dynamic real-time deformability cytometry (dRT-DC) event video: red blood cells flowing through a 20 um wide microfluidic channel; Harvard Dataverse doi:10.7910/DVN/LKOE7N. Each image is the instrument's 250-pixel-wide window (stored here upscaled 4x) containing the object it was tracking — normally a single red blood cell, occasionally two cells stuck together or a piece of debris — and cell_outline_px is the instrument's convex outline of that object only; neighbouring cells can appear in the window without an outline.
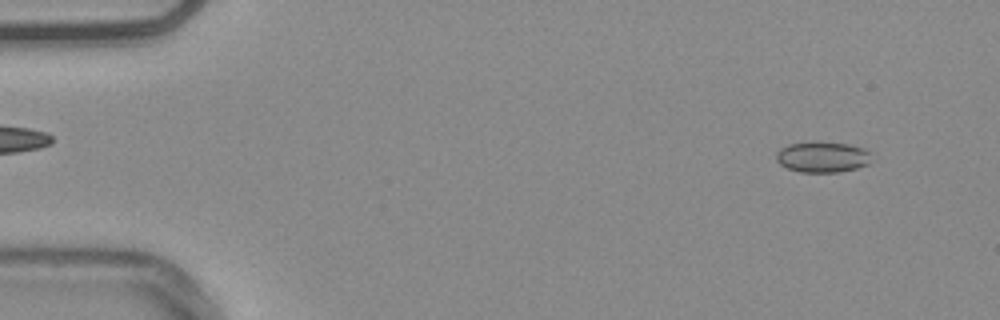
{"species": "common noctule bat (a hibernating species)", "species_latin": "Nyctalus noctula", "temperature_condition": "warm", "stored_images_in_passage": 54, "camera_frame_rate_fps": 3000, "um_per_image_px": 0.085, "animal": {"sex": "male", "body_mass_g": 20.4}, "frame": {"image": 1, "passage_image": 4, "time_ms": 1.0, "image_size_px": [1000, 320], "cell_outline_px": [[868, 164], [856, 168], [840, 172], [800, 172], [788, 168], [780, 164], [776, 160], [776, 152], [780, 148], [788, 144], [816, 140], [848, 144], [864, 148], [868, 152]], "centroid_in_image_um": [69.85, 13.32], "position_along_channel_um": 15.2, "area_um2": 17.22}}
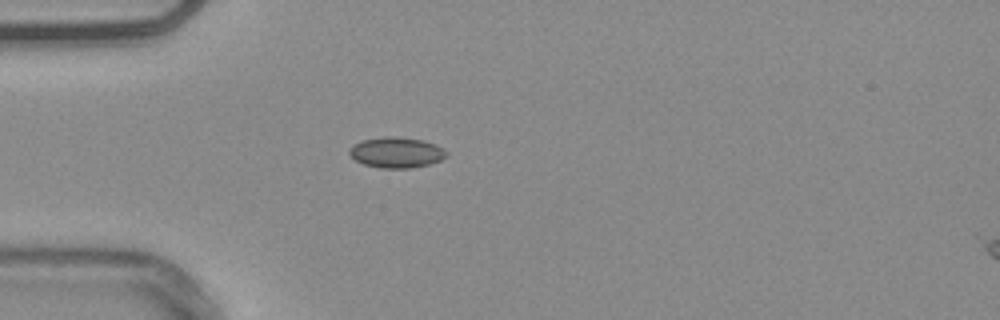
{"frame": {"image": 2, "passage_image": 15, "time_ms": 4.667, "image_size_px": [1000, 320], "cell_outline_px": [[448, 156], [440, 160], [428, 164], [412, 168], [380, 168], [364, 164], [356, 160], [348, 152], [356, 144], [364, 140], [388, 136], [392, 136], [424, 140], [436, 144], [444, 148], [448, 152]], "centroid_in_image_um": [33.77, 12.96], "position_along_channel_um": 51.2, "area_um2": 17.17}}
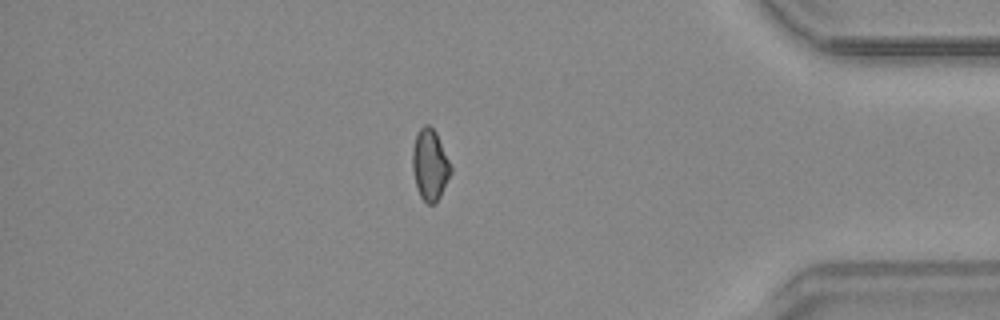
{"frame": {"image": 3, "passage_image": 46, "time_ms": 15.0, "image_size_px": [1000, 320], "cell_outline_px": [[452, 172], [440, 196], [432, 204], [428, 204], [420, 196], [416, 188], [412, 168], [412, 148], [416, 136], [420, 128], [424, 124], [428, 124], [436, 132], [452, 168]], "centroid_in_image_um": [36.53, 14.0], "position_along_channel_um": 398.7, "area_um2": 15.78}}